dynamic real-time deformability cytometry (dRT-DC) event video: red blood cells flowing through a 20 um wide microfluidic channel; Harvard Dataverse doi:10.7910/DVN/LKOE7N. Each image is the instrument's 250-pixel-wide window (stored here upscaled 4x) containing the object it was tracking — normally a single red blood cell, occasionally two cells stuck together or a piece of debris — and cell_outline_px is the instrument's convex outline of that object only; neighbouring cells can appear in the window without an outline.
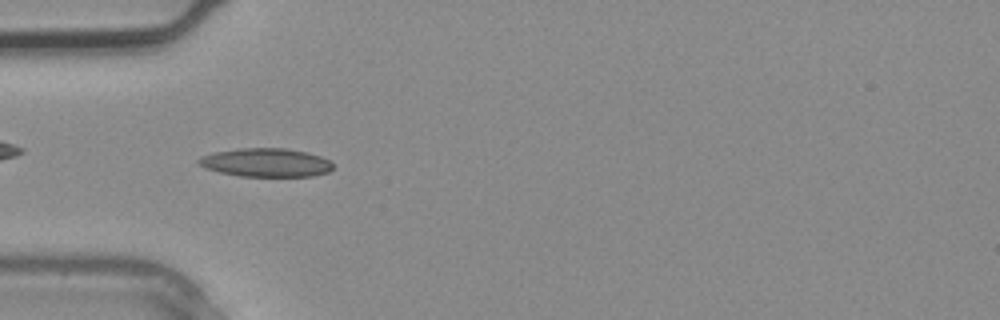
{"species": "common noctule bat (a hibernating species)", "species_latin": "Nyctalus noctula", "temperature_condition": "warm", "stored_images_in_passage": 2, "camera_frame_rate_fps": 3000, "um_per_image_px": 0.085, "animal": {"sex": "male", "body_mass_g": 20.4}, "frame": {"image": 1, "passage_image": 2, "time_ms": 0.333, "image_size_px": [1000, 320], "cell_outline_px": [[332, 168], [328, 172], [312, 176], [240, 176], [220, 172], [204, 168], [196, 164], [196, 160], [200, 156], [212, 152], [240, 148], [284, 148], [304, 152], [320, 156], [328, 160], [332, 164]], "centroid_in_image_um": [22.52, 13.81], "position_along_channel_um": 62.5, "area_um2": 22.37}}